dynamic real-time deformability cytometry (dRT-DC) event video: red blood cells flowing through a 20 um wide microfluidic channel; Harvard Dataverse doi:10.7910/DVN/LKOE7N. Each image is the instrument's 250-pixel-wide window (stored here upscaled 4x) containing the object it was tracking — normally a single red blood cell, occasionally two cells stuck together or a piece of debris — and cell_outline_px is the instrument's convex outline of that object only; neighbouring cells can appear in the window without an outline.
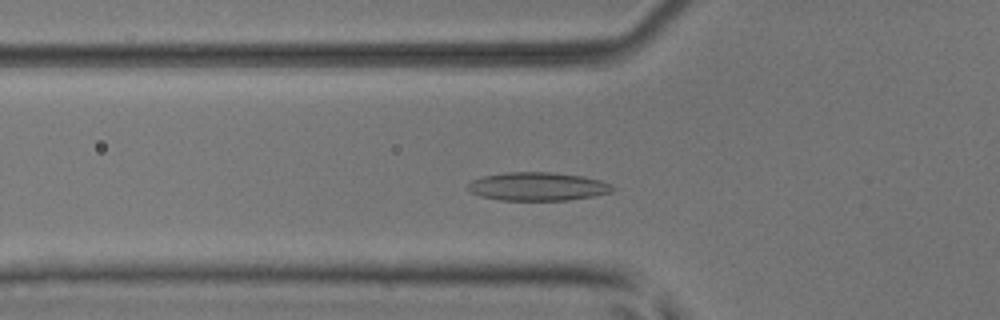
{"species": "common noctule bat (a hibernating species)", "species_latin": "Nyctalus noctula", "temperature_condition": "room temperature", "stored_images_in_passage": 49, "camera_frame_rate_fps": 3000, "um_per_image_px": 0.085, "animal": {"sex": "male", "body_mass_g": 17.9, "forearm_length_mm": 54.2}, "frame": {"image": 1, "passage_image": 15, "time_ms": 4.667, "image_size_px": [1000, 320], "cell_outline_px": [[616, 188], [612, 192], [592, 196], [568, 200], [500, 200], [480, 196], [472, 192], [468, 188], [468, 184], [472, 180], [484, 176], [508, 172], [552, 172], [584, 176], [600, 180], [612, 184]], "centroid_in_image_um": [45.75, 15.85], "position_along_channel_um": 80.1, "area_um2": 23.93}}
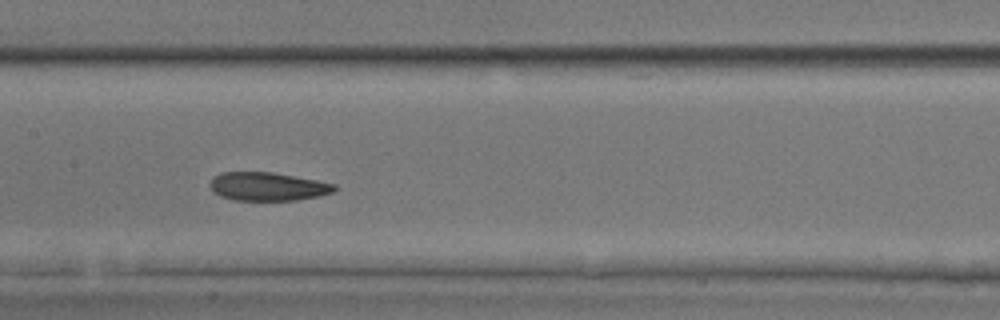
{"frame": {"image": 2, "passage_image": 23, "time_ms": 7.333, "image_size_px": [1000, 320], "cell_outline_px": [[336, 188], [332, 192], [320, 196], [296, 200], [232, 200], [220, 196], [212, 192], [212, 176], [220, 172], [272, 172], [316, 180], [336, 184]], "centroid_in_image_um": [22.74, 15.85], "position_along_channel_um": 184.7, "area_um2": 20.58}}
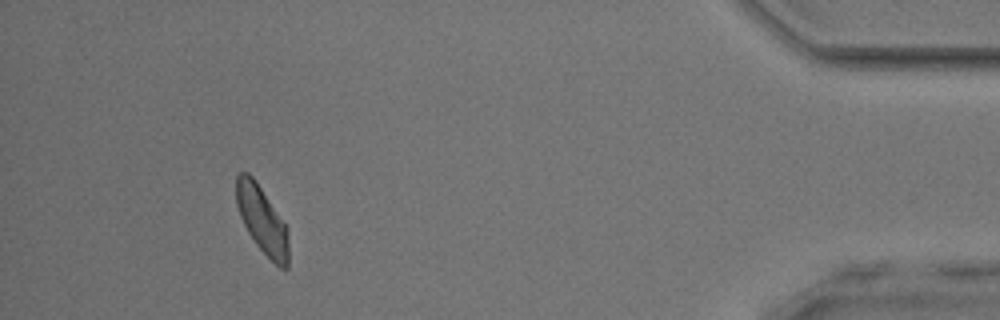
{"frame": {"image": 3, "passage_image": 45, "time_ms": 14.667, "image_size_px": [1000, 320], "cell_outline_px": [[288, 268], [280, 268], [256, 244], [248, 232], [240, 216], [236, 204], [236, 176], [240, 172], [248, 172], [256, 180], [288, 228]], "centroid_in_image_um": [22.27, 18.66], "position_along_channel_um": 412.9, "area_um2": 20.35}, "authors_computed_cell_mechanics": {"area_um2": 21.6172, "velocity_mm_per_s": 3.9215, "shape_relaxation_time_tau1_ms": 3.3898, "shape_relaxation_time_tau2_ms": 2.8774, "deformation_change_tau1": 0.0855, "deformation_change_tau2": 0.0898}}